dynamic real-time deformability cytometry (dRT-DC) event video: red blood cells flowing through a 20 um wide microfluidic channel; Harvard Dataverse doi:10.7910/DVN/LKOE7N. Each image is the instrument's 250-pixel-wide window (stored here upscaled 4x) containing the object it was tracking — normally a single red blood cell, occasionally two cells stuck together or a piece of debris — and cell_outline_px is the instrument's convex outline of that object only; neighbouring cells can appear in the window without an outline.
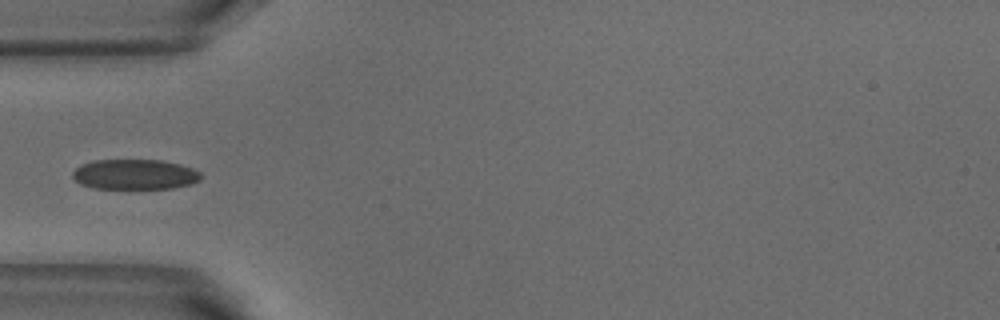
{"species": "common noctule bat (a hibernating species)", "species_latin": "Nyctalus noctula", "temperature_condition": "warm", "stored_images_in_passage": 4, "camera_frame_rate_fps": 3000, "um_per_image_px": 0.085, "animal": {"sex": "male", "body_mass_g": 18.8}, "frame": {"image": 1, "passage_image": 4, "time_ms": 1.0, "image_size_px": [1000, 320], "cell_outline_px": [[200, 180], [192, 184], [172, 188], [92, 188], [80, 184], [72, 176], [72, 172], [76, 168], [92, 160], [160, 160], [180, 164], [192, 168], [200, 172]], "centroid_in_image_um": [11.46, 14.82], "position_along_channel_um": 73.5, "area_um2": 22.48}}